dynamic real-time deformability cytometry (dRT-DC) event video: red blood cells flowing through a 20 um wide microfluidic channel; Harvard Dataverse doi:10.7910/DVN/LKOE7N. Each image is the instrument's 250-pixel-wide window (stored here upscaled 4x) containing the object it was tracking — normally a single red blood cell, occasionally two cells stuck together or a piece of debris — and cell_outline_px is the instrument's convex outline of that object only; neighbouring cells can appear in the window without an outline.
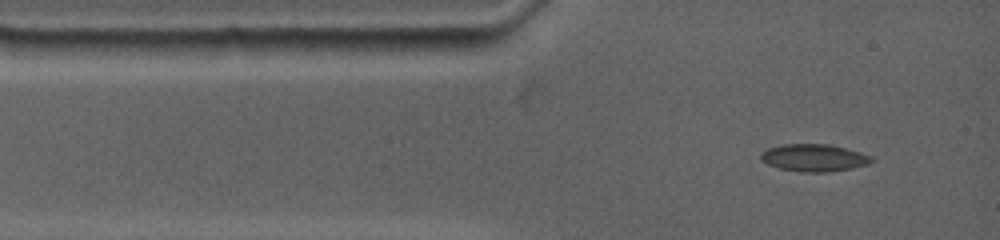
{"species": "common noctule bat (a hibernating species)", "species_latin": "Nyctalus noctula", "temperature_condition": "warm", "stored_images_in_passage": 2, "camera_frame_rate_fps": 4500, "um_per_image_px": 0.085, "animal": {"sex": "female", "body_mass_g": 19.0, "forearm_length_mm": 53.3}, "frame": {"image": 1, "passage_image": 1, "time_ms": 0.0, "image_size_px": [1000, 240], "cell_outline_px": [[876, 160], [868, 164], [832, 172], [800, 172], [780, 168], [768, 164], [760, 160], [760, 152], [768, 148], [780, 144], [832, 144], [860, 152], [872, 156]], "centroid_in_image_um": [69.19, 13.4], "position_along_channel_um": 15.8, "area_um2": 17.86}}